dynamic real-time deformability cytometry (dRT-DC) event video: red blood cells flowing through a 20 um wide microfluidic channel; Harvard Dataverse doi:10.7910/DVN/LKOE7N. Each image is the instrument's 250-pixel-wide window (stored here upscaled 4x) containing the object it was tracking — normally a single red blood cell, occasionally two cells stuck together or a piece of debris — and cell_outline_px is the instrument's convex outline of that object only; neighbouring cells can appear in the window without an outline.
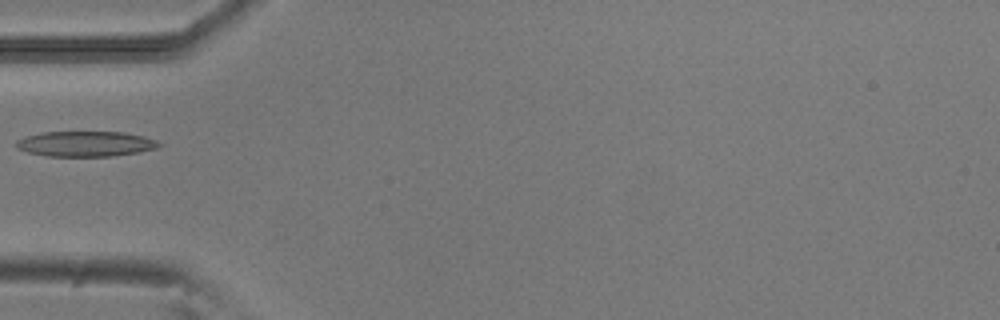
{"species": "common noctule bat (a hibernating species)", "species_latin": "Nyctalus noctula", "temperature_condition": "room temperature", "stored_images_in_passage": 5, "camera_frame_rate_fps": 3000, "um_per_image_px": 0.085, "animal": {"sex": "male", "body_mass_g": 20.5, "forearm_length_mm": 52.5}, "frame": {"image": 1, "passage_image": 5, "time_ms": 1.333, "image_size_px": [1000, 320], "cell_outline_px": [[164, 144], [156, 148], [136, 152], [112, 156], [48, 156], [28, 152], [16, 148], [16, 140], [24, 136], [44, 132], [124, 132], [144, 136], [156, 140]], "centroid_in_image_um": [7.26, 12.22], "position_along_channel_um": 77.7, "area_um2": 21.04}}